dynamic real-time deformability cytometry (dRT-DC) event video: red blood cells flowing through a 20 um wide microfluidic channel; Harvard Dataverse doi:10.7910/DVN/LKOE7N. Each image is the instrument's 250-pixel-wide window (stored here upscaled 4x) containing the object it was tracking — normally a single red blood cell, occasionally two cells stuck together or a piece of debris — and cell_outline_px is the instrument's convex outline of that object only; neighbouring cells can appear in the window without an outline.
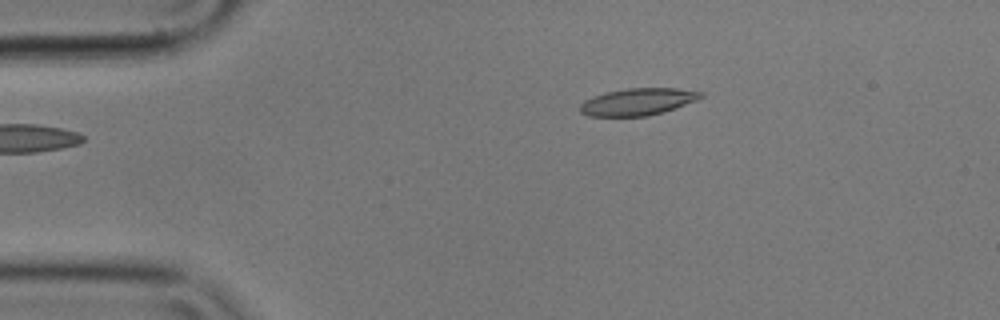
{"species": "common noctule bat (a hibernating species)", "species_latin": "Nyctalus noctula", "temperature_condition": "cold", "stored_images_in_passage": 6, "camera_frame_rate_fps": 3000, "um_per_image_px": 0.085, "animal": {"sex": "male", "body_mass_g": 17.9}, "frame": {"image": 1, "passage_image": 6, "time_ms": 1.667, "image_size_px": [1000, 320], "cell_outline_px": [[704, 96], [696, 100], [676, 108], [648, 116], [588, 116], [580, 112], [580, 104], [584, 100], [592, 96], [604, 92], [628, 88], [680, 88], [704, 92]], "centroid_in_image_um": [54.21, 8.64], "position_along_channel_um": 30.8, "area_um2": 19.19}}